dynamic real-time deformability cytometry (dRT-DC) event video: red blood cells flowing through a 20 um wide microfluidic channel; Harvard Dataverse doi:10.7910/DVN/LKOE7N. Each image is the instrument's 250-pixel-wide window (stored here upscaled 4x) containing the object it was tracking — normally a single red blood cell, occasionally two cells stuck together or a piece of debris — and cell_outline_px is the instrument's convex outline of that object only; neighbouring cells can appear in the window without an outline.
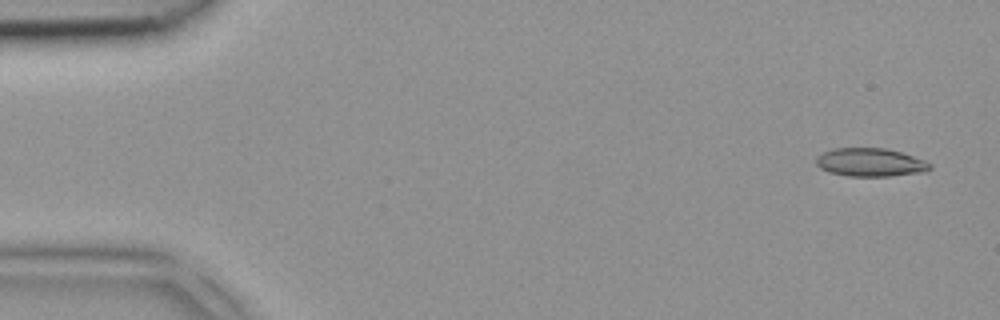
{"species": "common noctule bat (a hibernating species)", "species_latin": "Nyctalus noctula", "temperature_condition": "room temperature", "stored_images_in_passage": 4, "segment_of_instrument_passage": [1, 2], "camera_frame_rate_fps": 3000, "um_per_image_px": 0.085, "animal": {"sex": "female", "body_mass_g": 18.4}, "frame": {"image": 1, "passage_image": 1, "time_ms": 0.0, "image_size_px": [1000, 320], "cell_outline_px": [[932, 168], [924, 172], [888, 176], [848, 176], [828, 172], [820, 168], [816, 164], [816, 156], [832, 148], [884, 148], [900, 152], [924, 160], [932, 164]], "centroid_in_image_um": [73.96, 13.8], "position_along_channel_um": 11.0, "area_um2": 18.79}}
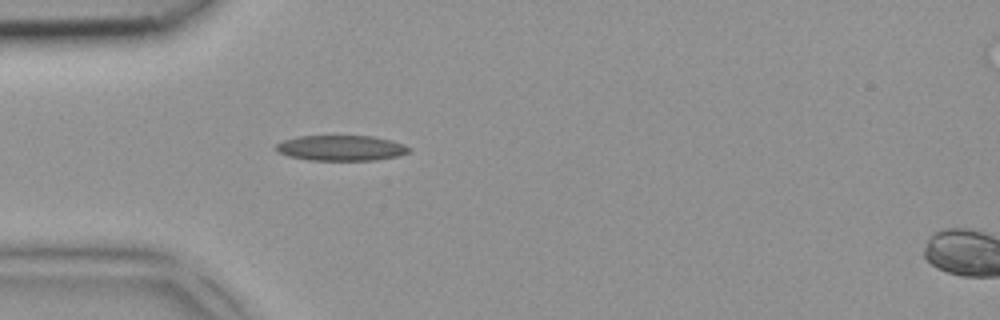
{"frame": {"image": 2, "passage_image": 3, "time_ms": 0.667, "image_size_px": [1000, 320], "cell_outline_px": [[412, 152], [396, 156], [376, 160], [308, 160], [288, 156], [276, 152], [276, 144], [284, 140], [300, 136], [372, 136], [392, 140], [412, 148]], "centroid_in_image_um": [29.01, 12.58], "position_along_channel_um": 56.0, "area_um2": 19.77}}